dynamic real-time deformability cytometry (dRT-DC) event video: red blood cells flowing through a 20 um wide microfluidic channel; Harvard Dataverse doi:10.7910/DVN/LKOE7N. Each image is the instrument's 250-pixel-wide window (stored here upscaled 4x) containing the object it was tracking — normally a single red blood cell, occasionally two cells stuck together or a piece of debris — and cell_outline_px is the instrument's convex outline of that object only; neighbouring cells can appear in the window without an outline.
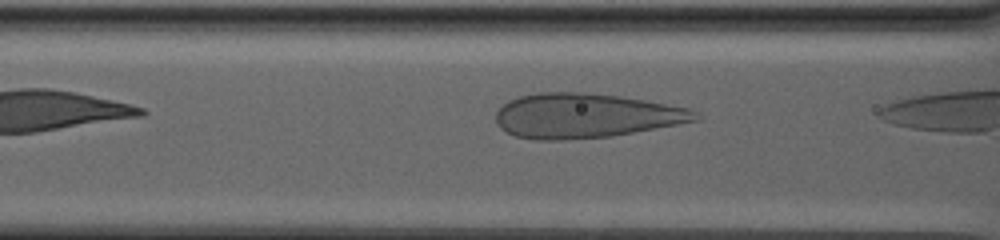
{"species": "human", "species_latin": "Homo sapiens", "temperature_condition": "warm", "stored_images_in_passage": 8, "camera_frame_rate_fps": 3000, "um_per_image_px": 0.085, "donor": {"sex": "male"}, "frame": {"image": 1, "passage_image": 5, "time_ms": 1.333, "image_size_px": [1000, 240], "cell_outline_px": [[696, 120], [676, 124], [632, 132], [608, 136], [564, 140], [536, 140], [516, 136], [500, 128], [496, 124], [496, 112], [508, 100], [520, 96], [536, 92], [580, 92], [620, 96], [644, 100], [688, 108], [696, 112]], "centroid_in_image_um": [49.67, 9.83], "position_along_channel_um": 116.9, "area_um2": 51.21}}